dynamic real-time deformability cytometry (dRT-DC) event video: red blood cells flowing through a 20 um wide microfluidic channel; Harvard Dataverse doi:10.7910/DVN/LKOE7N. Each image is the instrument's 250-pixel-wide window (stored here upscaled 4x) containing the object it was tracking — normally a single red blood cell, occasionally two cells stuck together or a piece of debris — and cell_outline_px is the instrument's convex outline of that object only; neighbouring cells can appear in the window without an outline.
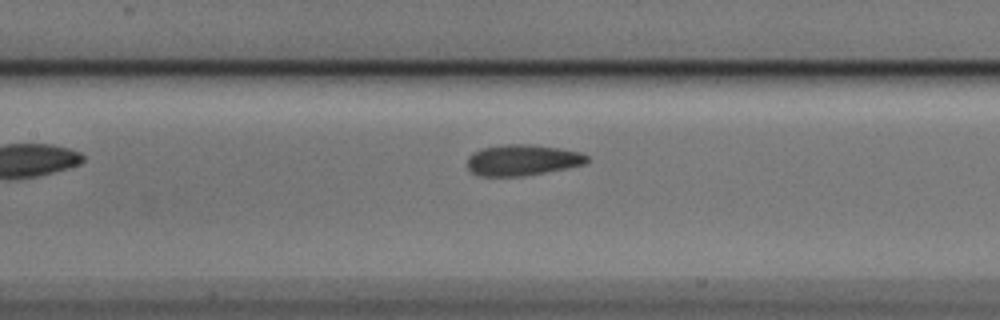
{"species": "Egyptian fruit bat (a non-hibernating species)", "species_latin": "Rousettus aegyptiacus", "temperature_condition": "cold", "stored_images_in_passage": 11, "camera_frame_rate_fps": 3000, "um_per_image_px": 0.085, "animal": {"sex": "male"}, "frame": {"image": 1, "passage_image": 10, "time_ms": 3.0, "image_size_px": [1000, 320], "cell_outline_px": [[592, 160], [584, 164], [568, 168], [524, 176], [480, 176], [472, 172], [468, 168], [468, 156], [472, 152], [480, 148], [508, 144], [528, 144], [560, 148], [580, 152], [588, 156]], "centroid_in_image_um": [44.42, 13.6], "position_along_channel_um": 163.0, "area_um2": 21.79}}
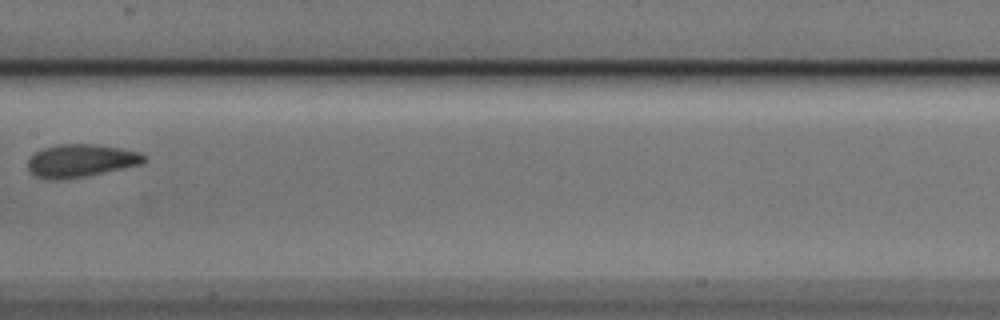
{"frame": {"image": 2, "passage_image": 11, "time_ms": 3.333, "image_size_px": [1000, 320], "cell_outline_px": [[148, 160], [140, 164], [84, 176], [60, 180], [44, 180], [36, 176], [28, 168], [28, 160], [40, 148], [56, 144], [96, 144], [140, 152], [148, 156]], "centroid_in_image_um": [6.85, 13.65], "position_along_channel_um": 200.5, "area_um2": 22.25}}